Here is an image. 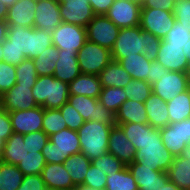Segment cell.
<instances>
[{
    "label": "cell",
    "mask_w": 190,
    "mask_h": 190,
    "mask_svg": "<svg viewBox=\"0 0 190 190\" xmlns=\"http://www.w3.org/2000/svg\"><path fill=\"white\" fill-rule=\"evenodd\" d=\"M174 157L164 146L160 129L147 123V142L136 150L134 162L154 167L156 171L168 172Z\"/></svg>",
    "instance_id": "6da1fadb"
},
{
    "label": "cell",
    "mask_w": 190,
    "mask_h": 190,
    "mask_svg": "<svg viewBox=\"0 0 190 190\" xmlns=\"http://www.w3.org/2000/svg\"><path fill=\"white\" fill-rule=\"evenodd\" d=\"M114 125H105L98 121H85L77 130L80 152L90 161L108 152L110 130Z\"/></svg>",
    "instance_id": "7a4b0ae2"
},
{
    "label": "cell",
    "mask_w": 190,
    "mask_h": 190,
    "mask_svg": "<svg viewBox=\"0 0 190 190\" xmlns=\"http://www.w3.org/2000/svg\"><path fill=\"white\" fill-rule=\"evenodd\" d=\"M32 95L38 106L44 109H59L68 102V83L53 75L38 76L32 87Z\"/></svg>",
    "instance_id": "3957f363"
},
{
    "label": "cell",
    "mask_w": 190,
    "mask_h": 190,
    "mask_svg": "<svg viewBox=\"0 0 190 190\" xmlns=\"http://www.w3.org/2000/svg\"><path fill=\"white\" fill-rule=\"evenodd\" d=\"M80 150L77 131L66 128L49 136V141L42 149V154L46 164H63L69 156L79 153Z\"/></svg>",
    "instance_id": "277c9868"
},
{
    "label": "cell",
    "mask_w": 190,
    "mask_h": 190,
    "mask_svg": "<svg viewBox=\"0 0 190 190\" xmlns=\"http://www.w3.org/2000/svg\"><path fill=\"white\" fill-rule=\"evenodd\" d=\"M77 60L82 74L99 75L112 60V56L109 49L86 40L77 52Z\"/></svg>",
    "instance_id": "5b68a950"
},
{
    "label": "cell",
    "mask_w": 190,
    "mask_h": 190,
    "mask_svg": "<svg viewBox=\"0 0 190 190\" xmlns=\"http://www.w3.org/2000/svg\"><path fill=\"white\" fill-rule=\"evenodd\" d=\"M143 53L145 55L144 31L140 25L120 28L119 35L111 50L112 60L120 61L127 56Z\"/></svg>",
    "instance_id": "8992f818"
},
{
    "label": "cell",
    "mask_w": 190,
    "mask_h": 190,
    "mask_svg": "<svg viewBox=\"0 0 190 190\" xmlns=\"http://www.w3.org/2000/svg\"><path fill=\"white\" fill-rule=\"evenodd\" d=\"M68 102L85 121H98L105 125H116L115 114L97 99L84 95H69Z\"/></svg>",
    "instance_id": "52a82bcc"
},
{
    "label": "cell",
    "mask_w": 190,
    "mask_h": 190,
    "mask_svg": "<svg viewBox=\"0 0 190 190\" xmlns=\"http://www.w3.org/2000/svg\"><path fill=\"white\" fill-rule=\"evenodd\" d=\"M52 44L58 50L78 52L87 40L86 27L62 22L51 31Z\"/></svg>",
    "instance_id": "ba28073f"
},
{
    "label": "cell",
    "mask_w": 190,
    "mask_h": 190,
    "mask_svg": "<svg viewBox=\"0 0 190 190\" xmlns=\"http://www.w3.org/2000/svg\"><path fill=\"white\" fill-rule=\"evenodd\" d=\"M120 28L117 27L105 15H95L86 26L87 40L112 50L119 35Z\"/></svg>",
    "instance_id": "9c48e42d"
},
{
    "label": "cell",
    "mask_w": 190,
    "mask_h": 190,
    "mask_svg": "<svg viewBox=\"0 0 190 190\" xmlns=\"http://www.w3.org/2000/svg\"><path fill=\"white\" fill-rule=\"evenodd\" d=\"M176 22L173 12L160 9H141L140 27L163 40Z\"/></svg>",
    "instance_id": "30bf717a"
},
{
    "label": "cell",
    "mask_w": 190,
    "mask_h": 190,
    "mask_svg": "<svg viewBox=\"0 0 190 190\" xmlns=\"http://www.w3.org/2000/svg\"><path fill=\"white\" fill-rule=\"evenodd\" d=\"M151 86L155 95L168 102L178 94L188 90L187 73L168 71Z\"/></svg>",
    "instance_id": "8fae6325"
},
{
    "label": "cell",
    "mask_w": 190,
    "mask_h": 190,
    "mask_svg": "<svg viewBox=\"0 0 190 190\" xmlns=\"http://www.w3.org/2000/svg\"><path fill=\"white\" fill-rule=\"evenodd\" d=\"M162 142L173 156H179L190 143L189 118L160 128Z\"/></svg>",
    "instance_id": "7c38bea8"
},
{
    "label": "cell",
    "mask_w": 190,
    "mask_h": 190,
    "mask_svg": "<svg viewBox=\"0 0 190 190\" xmlns=\"http://www.w3.org/2000/svg\"><path fill=\"white\" fill-rule=\"evenodd\" d=\"M105 16L119 28L139 26L141 3L115 0Z\"/></svg>",
    "instance_id": "4fadbf2b"
},
{
    "label": "cell",
    "mask_w": 190,
    "mask_h": 190,
    "mask_svg": "<svg viewBox=\"0 0 190 190\" xmlns=\"http://www.w3.org/2000/svg\"><path fill=\"white\" fill-rule=\"evenodd\" d=\"M62 22L86 27L95 16L88 0H59Z\"/></svg>",
    "instance_id": "5bb4252c"
},
{
    "label": "cell",
    "mask_w": 190,
    "mask_h": 190,
    "mask_svg": "<svg viewBox=\"0 0 190 190\" xmlns=\"http://www.w3.org/2000/svg\"><path fill=\"white\" fill-rule=\"evenodd\" d=\"M33 86L14 84L0 96V107L8 112L32 109L38 106L32 95Z\"/></svg>",
    "instance_id": "9a60e30c"
},
{
    "label": "cell",
    "mask_w": 190,
    "mask_h": 190,
    "mask_svg": "<svg viewBox=\"0 0 190 190\" xmlns=\"http://www.w3.org/2000/svg\"><path fill=\"white\" fill-rule=\"evenodd\" d=\"M127 168L135 178L139 190H160L169 180L167 172L156 171L154 167L143 166L134 161Z\"/></svg>",
    "instance_id": "2e32d148"
},
{
    "label": "cell",
    "mask_w": 190,
    "mask_h": 190,
    "mask_svg": "<svg viewBox=\"0 0 190 190\" xmlns=\"http://www.w3.org/2000/svg\"><path fill=\"white\" fill-rule=\"evenodd\" d=\"M14 133L27 134L42 130L43 107L9 112Z\"/></svg>",
    "instance_id": "e0dca14e"
},
{
    "label": "cell",
    "mask_w": 190,
    "mask_h": 190,
    "mask_svg": "<svg viewBox=\"0 0 190 190\" xmlns=\"http://www.w3.org/2000/svg\"><path fill=\"white\" fill-rule=\"evenodd\" d=\"M59 0L37 1L35 9L34 28L51 32L61 23Z\"/></svg>",
    "instance_id": "ac0fdd59"
},
{
    "label": "cell",
    "mask_w": 190,
    "mask_h": 190,
    "mask_svg": "<svg viewBox=\"0 0 190 190\" xmlns=\"http://www.w3.org/2000/svg\"><path fill=\"white\" fill-rule=\"evenodd\" d=\"M108 152L117 157L125 166L134 161L136 148L131 141L128 140L119 125H114L110 130Z\"/></svg>",
    "instance_id": "d6986e66"
},
{
    "label": "cell",
    "mask_w": 190,
    "mask_h": 190,
    "mask_svg": "<svg viewBox=\"0 0 190 190\" xmlns=\"http://www.w3.org/2000/svg\"><path fill=\"white\" fill-rule=\"evenodd\" d=\"M169 71L187 73L190 63L181 46L170 45L164 39L161 41L156 60Z\"/></svg>",
    "instance_id": "ffe728a7"
},
{
    "label": "cell",
    "mask_w": 190,
    "mask_h": 190,
    "mask_svg": "<svg viewBox=\"0 0 190 190\" xmlns=\"http://www.w3.org/2000/svg\"><path fill=\"white\" fill-rule=\"evenodd\" d=\"M36 4L35 0H17L12 6L8 7L5 20L7 26L34 27Z\"/></svg>",
    "instance_id": "44dd1931"
},
{
    "label": "cell",
    "mask_w": 190,
    "mask_h": 190,
    "mask_svg": "<svg viewBox=\"0 0 190 190\" xmlns=\"http://www.w3.org/2000/svg\"><path fill=\"white\" fill-rule=\"evenodd\" d=\"M42 179L47 190H73L72 178L61 163H48L42 170Z\"/></svg>",
    "instance_id": "7402d4cb"
},
{
    "label": "cell",
    "mask_w": 190,
    "mask_h": 190,
    "mask_svg": "<svg viewBox=\"0 0 190 190\" xmlns=\"http://www.w3.org/2000/svg\"><path fill=\"white\" fill-rule=\"evenodd\" d=\"M59 58L56 62L53 76L63 82L70 83L81 74L77 60V52L58 50Z\"/></svg>",
    "instance_id": "603a6c76"
},
{
    "label": "cell",
    "mask_w": 190,
    "mask_h": 190,
    "mask_svg": "<svg viewBox=\"0 0 190 190\" xmlns=\"http://www.w3.org/2000/svg\"><path fill=\"white\" fill-rule=\"evenodd\" d=\"M148 124L155 128H163L170 124L167 102L153 92L144 102Z\"/></svg>",
    "instance_id": "cb8c5ba5"
},
{
    "label": "cell",
    "mask_w": 190,
    "mask_h": 190,
    "mask_svg": "<svg viewBox=\"0 0 190 190\" xmlns=\"http://www.w3.org/2000/svg\"><path fill=\"white\" fill-rule=\"evenodd\" d=\"M51 32L34 27L27 28L26 58L34 59L50 51L52 46Z\"/></svg>",
    "instance_id": "d4e9b609"
},
{
    "label": "cell",
    "mask_w": 190,
    "mask_h": 190,
    "mask_svg": "<svg viewBox=\"0 0 190 190\" xmlns=\"http://www.w3.org/2000/svg\"><path fill=\"white\" fill-rule=\"evenodd\" d=\"M69 95H84L99 98L102 90L99 75L80 74L68 84Z\"/></svg>",
    "instance_id": "484cf974"
},
{
    "label": "cell",
    "mask_w": 190,
    "mask_h": 190,
    "mask_svg": "<svg viewBox=\"0 0 190 190\" xmlns=\"http://www.w3.org/2000/svg\"><path fill=\"white\" fill-rule=\"evenodd\" d=\"M115 121L116 124H147L148 117L146 115L144 103L135 100H126L116 112Z\"/></svg>",
    "instance_id": "4316f807"
},
{
    "label": "cell",
    "mask_w": 190,
    "mask_h": 190,
    "mask_svg": "<svg viewBox=\"0 0 190 190\" xmlns=\"http://www.w3.org/2000/svg\"><path fill=\"white\" fill-rule=\"evenodd\" d=\"M119 63L132 79L145 80L148 82L151 60L143 53L122 58Z\"/></svg>",
    "instance_id": "83f0119b"
},
{
    "label": "cell",
    "mask_w": 190,
    "mask_h": 190,
    "mask_svg": "<svg viewBox=\"0 0 190 190\" xmlns=\"http://www.w3.org/2000/svg\"><path fill=\"white\" fill-rule=\"evenodd\" d=\"M99 78L102 87L124 88L132 79L118 61L111 60L100 72Z\"/></svg>",
    "instance_id": "f1b7e54d"
},
{
    "label": "cell",
    "mask_w": 190,
    "mask_h": 190,
    "mask_svg": "<svg viewBox=\"0 0 190 190\" xmlns=\"http://www.w3.org/2000/svg\"><path fill=\"white\" fill-rule=\"evenodd\" d=\"M169 180L182 190H190V159L180 155L173 158L168 170Z\"/></svg>",
    "instance_id": "f546056e"
},
{
    "label": "cell",
    "mask_w": 190,
    "mask_h": 190,
    "mask_svg": "<svg viewBox=\"0 0 190 190\" xmlns=\"http://www.w3.org/2000/svg\"><path fill=\"white\" fill-rule=\"evenodd\" d=\"M170 124L190 117V89L178 94L167 102Z\"/></svg>",
    "instance_id": "4dcf8cb0"
},
{
    "label": "cell",
    "mask_w": 190,
    "mask_h": 190,
    "mask_svg": "<svg viewBox=\"0 0 190 190\" xmlns=\"http://www.w3.org/2000/svg\"><path fill=\"white\" fill-rule=\"evenodd\" d=\"M91 161L82 153L69 156L63 163L75 186L82 185Z\"/></svg>",
    "instance_id": "1f68e13d"
},
{
    "label": "cell",
    "mask_w": 190,
    "mask_h": 190,
    "mask_svg": "<svg viewBox=\"0 0 190 190\" xmlns=\"http://www.w3.org/2000/svg\"><path fill=\"white\" fill-rule=\"evenodd\" d=\"M23 144V134L13 133L4 143L0 161L17 166L22 160Z\"/></svg>",
    "instance_id": "d6a6232c"
},
{
    "label": "cell",
    "mask_w": 190,
    "mask_h": 190,
    "mask_svg": "<svg viewBox=\"0 0 190 190\" xmlns=\"http://www.w3.org/2000/svg\"><path fill=\"white\" fill-rule=\"evenodd\" d=\"M23 178L24 174L16 165L0 161V190H17Z\"/></svg>",
    "instance_id": "836d02e7"
},
{
    "label": "cell",
    "mask_w": 190,
    "mask_h": 190,
    "mask_svg": "<svg viewBox=\"0 0 190 190\" xmlns=\"http://www.w3.org/2000/svg\"><path fill=\"white\" fill-rule=\"evenodd\" d=\"M105 190H139L127 166L120 172L107 175Z\"/></svg>",
    "instance_id": "e575fe53"
},
{
    "label": "cell",
    "mask_w": 190,
    "mask_h": 190,
    "mask_svg": "<svg viewBox=\"0 0 190 190\" xmlns=\"http://www.w3.org/2000/svg\"><path fill=\"white\" fill-rule=\"evenodd\" d=\"M98 100L108 110L116 114L119 107L127 100V96L123 88L102 87Z\"/></svg>",
    "instance_id": "d590c367"
},
{
    "label": "cell",
    "mask_w": 190,
    "mask_h": 190,
    "mask_svg": "<svg viewBox=\"0 0 190 190\" xmlns=\"http://www.w3.org/2000/svg\"><path fill=\"white\" fill-rule=\"evenodd\" d=\"M59 53L55 46H50V51L40 54L34 58V64L38 76L53 75L56 62L58 61Z\"/></svg>",
    "instance_id": "8d00e7d4"
},
{
    "label": "cell",
    "mask_w": 190,
    "mask_h": 190,
    "mask_svg": "<svg viewBox=\"0 0 190 190\" xmlns=\"http://www.w3.org/2000/svg\"><path fill=\"white\" fill-rule=\"evenodd\" d=\"M127 96V100H135L144 103L152 93V86L145 80H134L123 88Z\"/></svg>",
    "instance_id": "74e56055"
},
{
    "label": "cell",
    "mask_w": 190,
    "mask_h": 190,
    "mask_svg": "<svg viewBox=\"0 0 190 190\" xmlns=\"http://www.w3.org/2000/svg\"><path fill=\"white\" fill-rule=\"evenodd\" d=\"M66 128H67V125L59 109H44L43 108L42 130L48 136Z\"/></svg>",
    "instance_id": "f35d334b"
},
{
    "label": "cell",
    "mask_w": 190,
    "mask_h": 190,
    "mask_svg": "<svg viewBox=\"0 0 190 190\" xmlns=\"http://www.w3.org/2000/svg\"><path fill=\"white\" fill-rule=\"evenodd\" d=\"M37 78L38 74L32 59L25 58L16 66V84L33 86Z\"/></svg>",
    "instance_id": "ab89813d"
},
{
    "label": "cell",
    "mask_w": 190,
    "mask_h": 190,
    "mask_svg": "<svg viewBox=\"0 0 190 190\" xmlns=\"http://www.w3.org/2000/svg\"><path fill=\"white\" fill-rule=\"evenodd\" d=\"M119 125L136 150L147 142V124L123 123Z\"/></svg>",
    "instance_id": "60d3db41"
},
{
    "label": "cell",
    "mask_w": 190,
    "mask_h": 190,
    "mask_svg": "<svg viewBox=\"0 0 190 190\" xmlns=\"http://www.w3.org/2000/svg\"><path fill=\"white\" fill-rule=\"evenodd\" d=\"M45 165L46 161L42 152H37V154H28L25 156V158L18 163L17 167L24 175H34L41 174Z\"/></svg>",
    "instance_id": "b9f144b4"
},
{
    "label": "cell",
    "mask_w": 190,
    "mask_h": 190,
    "mask_svg": "<svg viewBox=\"0 0 190 190\" xmlns=\"http://www.w3.org/2000/svg\"><path fill=\"white\" fill-rule=\"evenodd\" d=\"M91 164L97 167V169L106 172V175L120 172L125 167V164L109 152L97 159L92 160Z\"/></svg>",
    "instance_id": "7bdbcfd3"
},
{
    "label": "cell",
    "mask_w": 190,
    "mask_h": 190,
    "mask_svg": "<svg viewBox=\"0 0 190 190\" xmlns=\"http://www.w3.org/2000/svg\"><path fill=\"white\" fill-rule=\"evenodd\" d=\"M27 28L20 25L7 27L6 39L9 45L19 48L26 57Z\"/></svg>",
    "instance_id": "ee69618b"
},
{
    "label": "cell",
    "mask_w": 190,
    "mask_h": 190,
    "mask_svg": "<svg viewBox=\"0 0 190 190\" xmlns=\"http://www.w3.org/2000/svg\"><path fill=\"white\" fill-rule=\"evenodd\" d=\"M59 110L64 117L67 128L77 131L85 123L81 114L69 102L63 104Z\"/></svg>",
    "instance_id": "f6af8a7d"
},
{
    "label": "cell",
    "mask_w": 190,
    "mask_h": 190,
    "mask_svg": "<svg viewBox=\"0 0 190 190\" xmlns=\"http://www.w3.org/2000/svg\"><path fill=\"white\" fill-rule=\"evenodd\" d=\"M16 84V66L0 62V96Z\"/></svg>",
    "instance_id": "bcb514c9"
},
{
    "label": "cell",
    "mask_w": 190,
    "mask_h": 190,
    "mask_svg": "<svg viewBox=\"0 0 190 190\" xmlns=\"http://www.w3.org/2000/svg\"><path fill=\"white\" fill-rule=\"evenodd\" d=\"M164 40L170 45L181 46L183 48L190 41V31L178 22H175Z\"/></svg>",
    "instance_id": "7dc6e473"
},
{
    "label": "cell",
    "mask_w": 190,
    "mask_h": 190,
    "mask_svg": "<svg viewBox=\"0 0 190 190\" xmlns=\"http://www.w3.org/2000/svg\"><path fill=\"white\" fill-rule=\"evenodd\" d=\"M106 172L97 169V167L90 164L82 185H86L98 190H105L106 187Z\"/></svg>",
    "instance_id": "c3c4849f"
},
{
    "label": "cell",
    "mask_w": 190,
    "mask_h": 190,
    "mask_svg": "<svg viewBox=\"0 0 190 190\" xmlns=\"http://www.w3.org/2000/svg\"><path fill=\"white\" fill-rule=\"evenodd\" d=\"M172 12L176 22L190 31V0H176Z\"/></svg>",
    "instance_id": "681fc988"
},
{
    "label": "cell",
    "mask_w": 190,
    "mask_h": 190,
    "mask_svg": "<svg viewBox=\"0 0 190 190\" xmlns=\"http://www.w3.org/2000/svg\"><path fill=\"white\" fill-rule=\"evenodd\" d=\"M2 50V62L17 66L26 58L19 48L9 45V41L7 39L3 42Z\"/></svg>",
    "instance_id": "f907efd6"
},
{
    "label": "cell",
    "mask_w": 190,
    "mask_h": 190,
    "mask_svg": "<svg viewBox=\"0 0 190 190\" xmlns=\"http://www.w3.org/2000/svg\"><path fill=\"white\" fill-rule=\"evenodd\" d=\"M144 38L145 56H147L151 61L157 60L158 50L162 40L146 31H144Z\"/></svg>",
    "instance_id": "816d5d0a"
},
{
    "label": "cell",
    "mask_w": 190,
    "mask_h": 190,
    "mask_svg": "<svg viewBox=\"0 0 190 190\" xmlns=\"http://www.w3.org/2000/svg\"><path fill=\"white\" fill-rule=\"evenodd\" d=\"M24 143L31 148H44L49 141V136L43 131L31 132L23 135Z\"/></svg>",
    "instance_id": "f5cc1de1"
},
{
    "label": "cell",
    "mask_w": 190,
    "mask_h": 190,
    "mask_svg": "<svg viewBox=\"0 0 190 190\" xmlns=\"http://www.w3.org/2000/svg\"><path fill=\"white\" fill-rule=\"evenodd\" d=\"M17 190H47L41 174L24 175L23 182Z\"/></svg>",
    "instance_id": "db71d44e"
},
{
    "label": "cell",
    "mask_w": 190,
    "mask_h": 190,
    "mask_svg": "<svg viewBox=\"0 0 190 190\" xmlns=\"http://www.w3.org/2000/svg\"><path fill=\"white\" fill-rule=\"evenodd\" d=\"M13 133L9 112L0 107V138L6 141Z\"/></svg>",
    "instance_id": "11a10c76"
},
{
    "label": "cell",
    "mask_w": 190,
    "mask_h": 190,
    "mask_svg": "<svg viewBox=\"0 0 190 190\" xmlns=\"http://www.w3.org/2000/svg\"><path fill=\"white\" fill-rule=\"evenodd\" d=\"M176 0H142L141 9H160L169 12L173 11V7Z\"/></svg>",
    "instance_id": "9f6ffc18"
},
{
    "label": "cell",
    "mask_w": 190,
    "mask_h": 190,
    "mask_svg": "<svg viewBox=\"0 0 190 190\" xmlns=\"http://www.w3.org/2000/svg\"><path fill=\"white\" fill-rule=\"evenodd\" d=\"M95 15H105L115 0H88Z\"/></svg>",
    "instance_id": "6f0895ef"
},
{
    "label": "cell",
    "mask_w": 190,
    "mask_h": 190,
    "mask_svg": "<svg viewBox=\"0 0 190 190\" xmlns=\"http://www.w3.org/2000/svg\"><path fill=\"white\" fill-rule=\"evenodd\" d=\"M168 71L169 70L167 68L159 64L156 60L151 61L150 76H148V82L152 85L153 83L158 81V78H160Z\"/></svg>",
    "instance_id": "680465c9"
},
{
    "label": "cell",
    "mask_w": 190,
    "mask_h": 190,
    "mask_svg": "<svg viewBox=\"0 0 190 190\" xmlns=\"http://www.w3.org/2000/svg\"><path fill=\"white\" fill-rule=\"evenodd\" d=\"M43 148H31L27 145V143L23 144V152H22V159L25 158L28 154H37V152H42Z\"/></svg>",
    "instance_id": "91938a15"
},
{
    "label": "cell",
    "mask_w": 190,
    "mask_h": 190,
    "mask_svg": "<svg viewBox=\"0 0 190 190\" xmlns=\"http://www.w3.org/2000/svg\"><path fill=\"white\" fill-rule=\"evenodd\" d=\"M7 27L6 21L0 19V43H3L6 39Z\"/></svg>",
    "instance_id": "94428289"
},
{
    "label": "cell",
    "mask_w": 190,
    "mask_h": 190,
    "mask_svg": "<svg viewBox=\"0 0 190 190\" xmlns=\"http://www.w3.org/2000/svg\"><path fill=\"white\" fill-rule=\"evenodd\" d=\"M160 190H182L176 184L168 180L164 185L161 186Z\"/></svg>",
    "instance_id": "6125c7cd"
},
{
    "label": "cell",
    "mask_w": 190,
    "mask_h": 190,
    "mask_svg": "<svg viewBox=\"0 0 190 190\" xmlns=\"http://www.w3.org/2000/svg\"><path fill=\"white\" fill-rule=\"evenodd\" d=\"M8 13V7L3 4V2L0 0V19L6 20Z\"/></svg>",
    "instance_id": "be15d7a7"
},
{
    "label": "cell",
    "mask_w": 190,
    "mask_h": 190,
    "mask_svg": "<svg viewBox=\"0 0 190 190\" xmlns=\"http://www.w3.org/2000/svg\"><path fill=\"white\" fill-rule=\"evenodd\" d=\"M180 156L185 159H190V143L182 150Z\"/></svg>",
    "instance_id": "e7e4bbea"
},
{
    "label": "cell",
    "mask_w": 190,
    "mask_h": 190,
    "mask_svg": "<svg viewBox=\"0 0 190 190\" xmlns=\"http://www.w3.org/2000/svg\"><path fill=\"white\" fill-rule=\"evenodd\" d=\"M183 53L187 56V59L190 63V41L186 44L185 47H183Z\"/></svg>",
    "instance_id": "03108f58"
},
{
    "label": "cell",
    "mask_w": 190,
    "mask_h": 190,
    "mask_svg": "<svg viewBox=\"0 0 190 190\" xmlns=\"http://www.w3.org/2000/svg\"><path fill=\"white\" fill-rule=\"evenodd\" d=\"M73 190H98L86 185H77L73 188Z\"/></svg>",
    "instance_id": "003e7915"
},
{
    "label": "cell",
    "mask_w": 190,
    "mask_h": 190,
    "mask_svg": "<svg viewBox=\"0 0 190 190\" xmlns=\"http://www.w3.org/2000/svg\"><path fill=\"white\" fill-rule=\"evenodd\" d=\"M7 7L12 6L17 0H1Z\"/></svg>",
    "instance_id": "a7ac6f4b"
},
{
    "label": "cell",
    "mask_w": 190,
    "mask_h": 190,
    "mask_svg": "<svg viewBox=\"0 0 190 190\" xmlns=\"http://www.w3.org/2000/svg\"><path fill=\"white\" fill-rule=\"evenodd\" d=\"M4 143H5V141L2 138H0V158H1V155H2Z\"/></svg>",
    "instance_id": "89a4df30"
},
{
    "label": "cell",
    "mask_w": 190,
    "mask_h": 190,
    "mask_svg": "<svg viewBox=\"0 0 190 190\" xmlns=\"http://www.w3.org/2000/svg\"><path fill=\"white\" fill-rule=\"evenodd\" d=\"M187 81H188V89H190V67L187 71Z\"/></svg>",
    "instance_id": "2644e50d"
},
{
    "label": "cell",
    "mask_w": 190,
    "mask_h": 190,
    "mask_svg": "<svg viewBox=\"0 0 190 190\" xmlns=\"http://www.w3.org/2000/svg\"><path fill=\"white\" fill-rule=\"evenodd\" d=\"M118 1L133 2V3H141L142 0H118Z\"/></svg>",
    "instance_id": "8c879c8a"
},
{
    "label": "cell",
    "mask_w": 190,
    "mask_h": 190,
    "mask_svg": "<svg viewBox=\"0 0 190 190\" xmlns=\"http://www.w3.org/2000/svg\"><path fill=\"white\" fill-rule=\"evenodd\" d=\"M3 43H0V62H2V55H3Z\"/></svg>",
    "instance_id": "753ad0ef"
},
{
    "label": "cell",
    "mask_w": 190,
    "mask_h": 190,
    "mask_svg": "<svg viewBox=\"0 0 190 190\" xmlns=\"http://www.w3.org/2000/svg\"><path fill=\"white\" fill-rule=\"evenodd\" d=\"M189 130H190V117H189ZM189 139H190V135H189Z\"/></svg>",
    "instance_id": "34e18365"
}]
</instances>
